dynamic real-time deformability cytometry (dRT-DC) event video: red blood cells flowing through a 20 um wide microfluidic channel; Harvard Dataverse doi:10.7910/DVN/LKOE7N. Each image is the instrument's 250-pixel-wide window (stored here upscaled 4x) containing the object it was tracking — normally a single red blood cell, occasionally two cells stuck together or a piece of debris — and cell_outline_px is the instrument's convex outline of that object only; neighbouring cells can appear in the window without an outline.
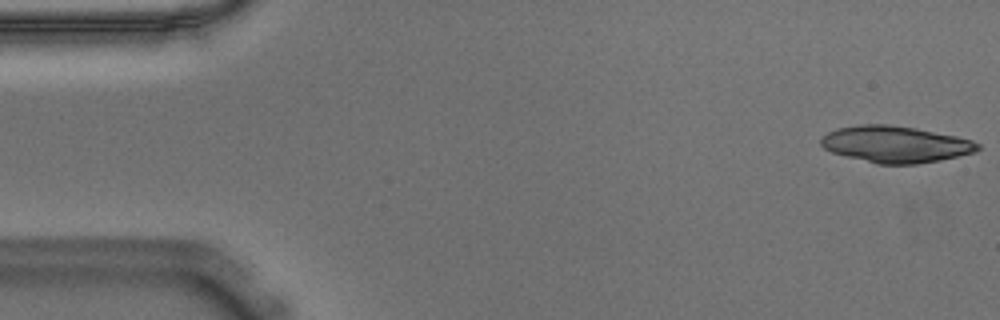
{"species": "Egyptian fruit bat (a non-hibernating species)", "species_latin": "Rousettus aegyptiacus", "temperature_condition": "warm", "stored_images_in_passage": 22, "camera_frame_rate_fps": 3000, "um_per_image_px": 0.085, "animal": {"sex": "male"}, "frame": {"image": 1, "passage_image": 1, "time_ms": 0.0, "image_size_px": [1000, 320], "cell_outline_px": [[980, 148], [976, 152], [940, 160], [916, 164], [876, 164], [832, 152], [824, 148], [820, 144], [820, 140], [828, 132], [836, 128], [860, 124], [888, 124], [916, 128], [956, 136], [972, 140], [980, 144]], "centroid_in_image_um": [76.12, 12.26], "position_along_channel_um": 8.9, "area_um2": 33.41}}